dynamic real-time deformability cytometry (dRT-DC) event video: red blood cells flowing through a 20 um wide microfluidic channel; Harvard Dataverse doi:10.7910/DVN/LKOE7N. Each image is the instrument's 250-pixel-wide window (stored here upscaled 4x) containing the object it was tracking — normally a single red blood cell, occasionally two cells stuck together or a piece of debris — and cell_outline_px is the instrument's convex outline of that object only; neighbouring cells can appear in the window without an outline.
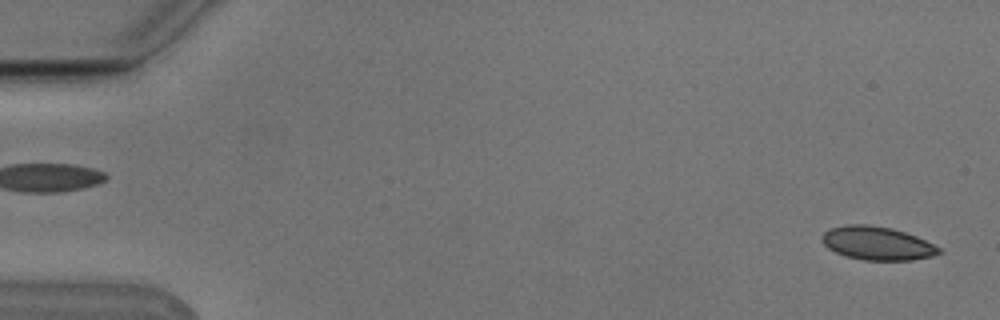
{"species": "Egyptian fruit bat (a non-hibernating species)", "species_latin": "Rousettus aegyptiacus", "temperature_condition": "cold", "stored_images_in_passage": 3, "camera_frame_rate_fps": 3000, "um_per_image_px": 0.085, "animal": {"sex": "male"}, "frame": {"image": 1, "passage_image": 3, "time_ms": 0.667, "image_size_px": [1000, 320], "cell_outline_px": [[944, 252], [932, 256], [912, 260], [864, 260], [844, 256], [828, 248], [820, 240], [820, 236], [828, 228], [844, 224], [868, 224], [892, 228], [916, 236], [940, 248]], "centroid_in_image_um": [74.51, 20.67], "position_along_channel_um": 10.5, "area_um2": 23.0}}